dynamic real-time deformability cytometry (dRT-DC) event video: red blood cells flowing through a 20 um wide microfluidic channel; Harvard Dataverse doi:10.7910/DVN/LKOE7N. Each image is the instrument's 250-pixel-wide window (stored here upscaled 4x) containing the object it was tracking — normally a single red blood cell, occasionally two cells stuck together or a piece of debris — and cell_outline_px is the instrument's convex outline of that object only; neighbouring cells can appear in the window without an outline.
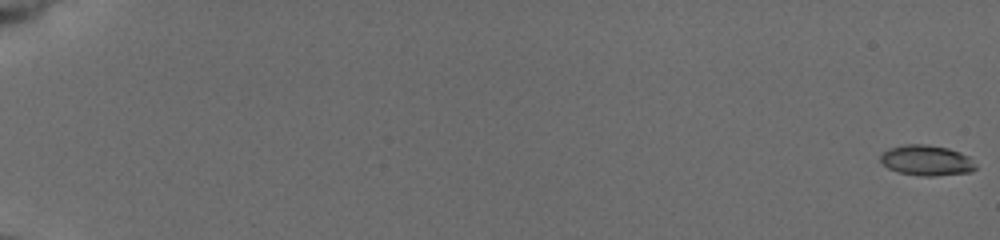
{"species": "common noctule bat (a hibernating species)", "species_latin": "Nyctalus noctula", "temperature_condition": "cold", "stored_images_in_passage": 73, "camera_frame_rate_fps": 3000, "um_per_image_px": 0.085, "animal": {"sex": "female", "body_mass_g": 19.5, "forearm_length_mm": 54.1}, "frame": {"image": 1, "passage_image": 1, "time_ms": 0.0, "image_size_px": [1000, 240], "cell_outline_px": [[976, 168], [972, 172], [936, 176], [920, 176], [896, 172], [888, 168], [880, 160], [880, 156], [888, 148], [904, 144], [924, 144], [948, 148], [960, 152], [968, 156], [976, 164]], "centroid_in_image_um": [78.76, 13.64], "position_along_channel_um": 6.2, "area_um2": 17.05}}
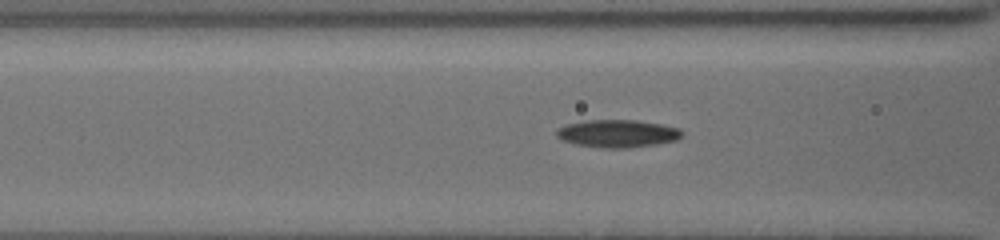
{"frame": {"image": 2, "passage_image": 43, "time_ms": 8.667, "image_size_px": [1000, 240], "cell_outline_px": [[684, 136], [676, 140], [656, 144], [628, 148], [600, 148], [576, 144], [564, 140], [556, 136], [556, 128], [564, 124], [584, 120], [636, 120], [660, 124], [680, 128]], "centroid_in_image_um": [52.47, 11.34], "position_along_channel_um": 114.1, "area_um2": 20.4}}
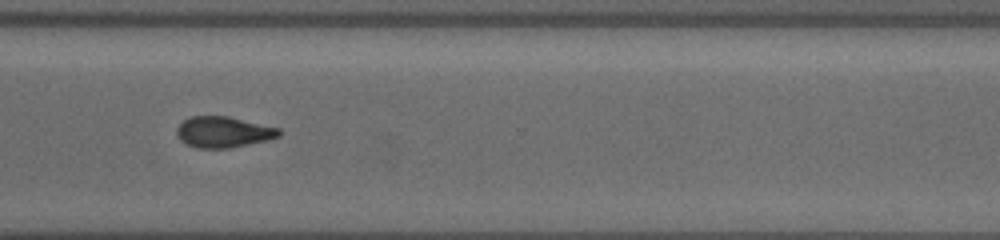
{"frame": {"image": 3, "passage_image": 72, "time_ms": 15.0, "image_size_px": [1000, 240], "cell_outline_px": [[280, 136], [268, 140], [228, 148], [200, 148], [188, 144], [180, 140], [176, 132], [176, 128], [184, 120], [192, 116], [228, 116], [280, 128]], "centroid_in_image_um": [19.0, 11.21], "position_along_channel_um": 351.6, "area_um2": 18.32}}